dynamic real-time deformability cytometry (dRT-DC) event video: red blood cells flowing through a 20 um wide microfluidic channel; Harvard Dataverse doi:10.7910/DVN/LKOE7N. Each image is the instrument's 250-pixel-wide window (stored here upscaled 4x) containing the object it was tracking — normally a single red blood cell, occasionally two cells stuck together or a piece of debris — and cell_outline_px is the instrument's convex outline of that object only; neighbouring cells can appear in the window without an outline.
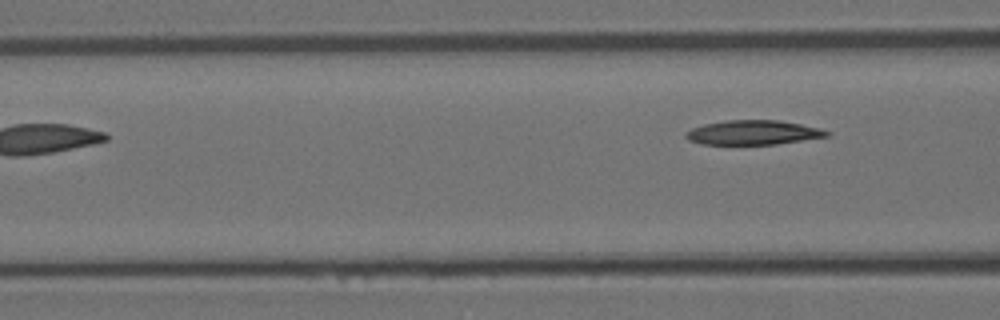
{"species": "Egyptian fruit bat (a non-hibernating species)", "species_latin": "Rousettus aegyptiacus", "temperature_condition": "room temperature", "stored_images_in_passage": 5, "camera_frame_rate_fps": 3000, "um_per_image_px": 0.085, "animal": {"sex": "female"}, "frame": {"image": 1, "passage_image": 5, "time_ms": 4.667, "image_size_px": [1000, 320], "cell_outline_px": [[832, 132], [828, 136], [776, 144], [700, 144], [688, 140], [684, 136], [684, 132], [692, 128], [704, 124], [728, 120], [780, 120], [820, 128]], "centroid_in_image_um": [63.99, 11.26], "position_along_channel_um": 102.6, "area_um2": 20.06}}